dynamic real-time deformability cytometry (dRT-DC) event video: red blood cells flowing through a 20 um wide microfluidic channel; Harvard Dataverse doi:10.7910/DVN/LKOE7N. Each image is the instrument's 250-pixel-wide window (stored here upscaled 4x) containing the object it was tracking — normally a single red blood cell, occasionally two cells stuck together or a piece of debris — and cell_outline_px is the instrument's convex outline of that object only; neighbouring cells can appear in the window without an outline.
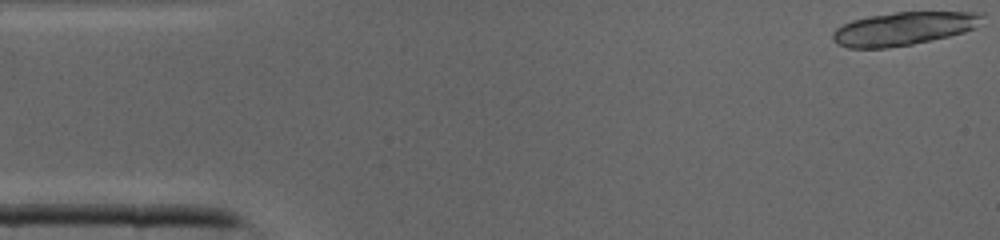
{"species": "common noctule bat (a hibernating species)", "species_latin": "Nyctalus noctula", "temperature_condition": "cold", "stored_images_in_passage": 13, "camera_frame_rate_fps": 3000, "um_per_image_px": 0.085, "animal": {"sex": "male", "body_mass_g": 19.0, "forearm_length_mm": 50.8}, "frame": {"image": 1, "passage_image": 1, "time_ms": 0.0, "image_size_px": [1000, 240], "cell_outline_px": [[984, 16], [976, 28], [964, 32], [948, 36], [912, 44], [884, 48], [848, 48], [836, 44], [832, 40], [832, 32], [836, 28], [852, 20], [868, 16], [896, 12], [980, 12]], "centroid_in_image_um": [76.77, 2.43], "position_along_channel_um": 8.2, "area_um2": 28.96}}